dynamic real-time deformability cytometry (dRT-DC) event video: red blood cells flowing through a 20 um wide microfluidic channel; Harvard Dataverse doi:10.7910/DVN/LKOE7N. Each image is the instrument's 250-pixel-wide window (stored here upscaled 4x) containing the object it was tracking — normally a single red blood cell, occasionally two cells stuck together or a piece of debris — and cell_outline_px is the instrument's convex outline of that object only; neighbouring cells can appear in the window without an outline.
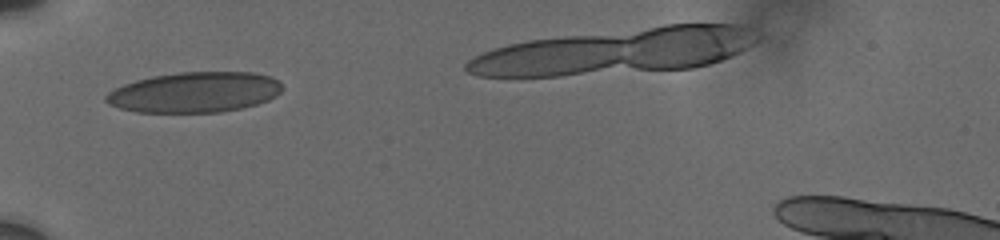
{"species": "human", "species_latin": "Homo sapiens", "temperature_condition": "cold", "stored_images_in_passage": 16, "camera_frame_rate_fps": 3000, "um_per_image_px": 0.085, "donor": {"sex": "male"}, "frame": {"image": 1, "passage_image": 4, "time_ms": 2.333, "image_size_px": [1000, 240], "cell_outline_px": [[280, 92], [268, 100], [256, 104], [240, 108], [220, 112], [136, 112], [120, 108], [108, 104], [104, 100], [104, 96], [108, 92], [124, 84], [136, 80], [152, 76], [176, 72], [252, 72], [268, 76], [276, 80], [280, 84]], "centroid_in_image_um": [16.49, 7.84], "position_along_channel_um": 68.5, "area_um2": 41.33}}
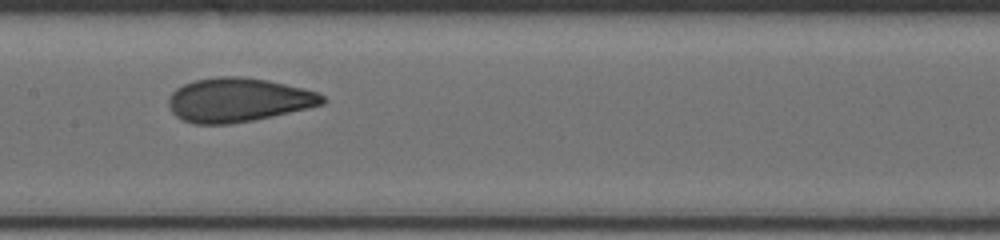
{"frame": {"image": 2, "passage_image": 7, "time_ms": 5.667, "image_size_px": [1000, 240], "cell_outline_px": [[328, 100], [324, 104], [308, 108], [252, 120], [228, 124], [196, 124], [184, 120], [176, 116], [172, 112], [168, 104], [168, 100], [172, 92], [176, 88], [184, 84], [196, 80], [216, 76], [240, 76], [268, 80], [304, 88], [316, 92], [324, 96]], "centroid_in_image_um": [20.25, 8.48], "position_along_channel_um": 187.1, "area_um2": 39.36}}
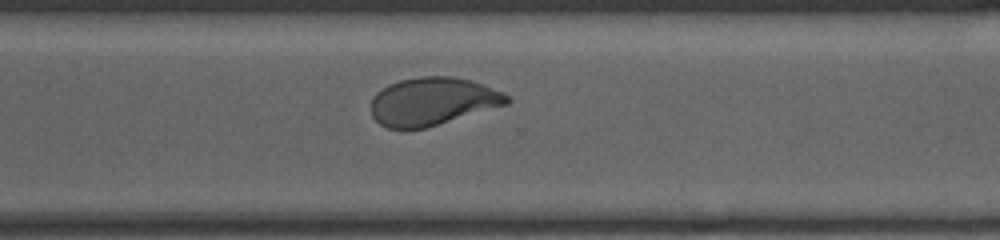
{"frame": {"image": 3, "passage_image": 12, "time_ms": 9.667, "image_size_px": [1000, 240], "cell_outline_px": [[512, 100], [508, 104], [424, 128], [388, 128], [380, 124], [372, 116], [372, 100], [376, 92], [388, 84], [400, 80], [420, 76], [456, 76], [484, 84], [504, 92]], "centroid_in_image_um": [36.79, 8.59], "position_along_channel_um": 333.8, "area_um2": 37.86}, "authors_computed_cell_mechanics": {"area_um2": 38.5237, "velocity_mm_per_s": 3.6853, "shape_relaxation_time_tau1_ms": 7.7308, "shape_relaxation_time_tau2_ms": 0.4077, "deformation_change_tau1": 0.1952, "deformation_change_tau2": 0.0382}}